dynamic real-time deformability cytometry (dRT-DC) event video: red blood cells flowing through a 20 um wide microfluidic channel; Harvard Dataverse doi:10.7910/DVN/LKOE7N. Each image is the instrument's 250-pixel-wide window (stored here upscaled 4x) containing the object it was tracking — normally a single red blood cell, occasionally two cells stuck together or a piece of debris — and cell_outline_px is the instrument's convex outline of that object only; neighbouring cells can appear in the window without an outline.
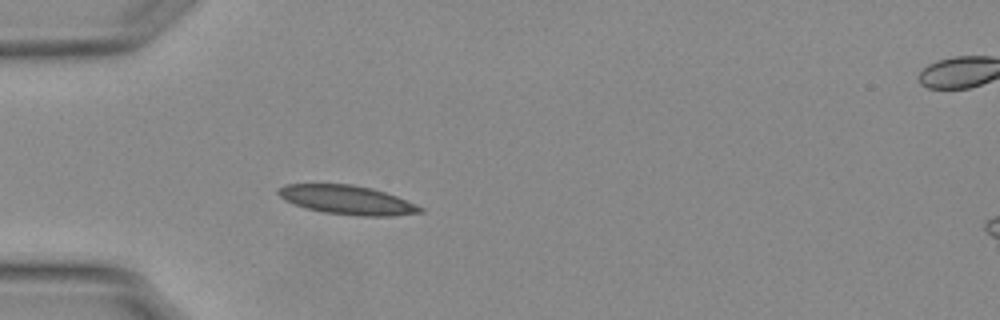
{"species": "Egyptian fruit bat (a non-hibernating species)", "species_latin": "Rousettus aegyptiacus", "temperature_condition": "warm", "stored_images_in_passage": 3, "camera_frame_rate_fps": 3000, "um_per_image_px": 0.085, "animal": {"sex": "female"}, "frame": {"image": 1, "passage_image": 1, "time_ms": 0.0, "image_size_px": [1000, 320], "cell_outline_px": [[424, 212], [392, 216], [360, 216], [320, 212], [292, 204], [284, 200], [276, 192], [284, 184], [352, 184], [372, 188], [396, 196], [416, 204], [424, 208]], "centroid_in_image_um": [29.5, 17.0], "position_along_channel_um": 55.5, "area_um2": 24.1}}